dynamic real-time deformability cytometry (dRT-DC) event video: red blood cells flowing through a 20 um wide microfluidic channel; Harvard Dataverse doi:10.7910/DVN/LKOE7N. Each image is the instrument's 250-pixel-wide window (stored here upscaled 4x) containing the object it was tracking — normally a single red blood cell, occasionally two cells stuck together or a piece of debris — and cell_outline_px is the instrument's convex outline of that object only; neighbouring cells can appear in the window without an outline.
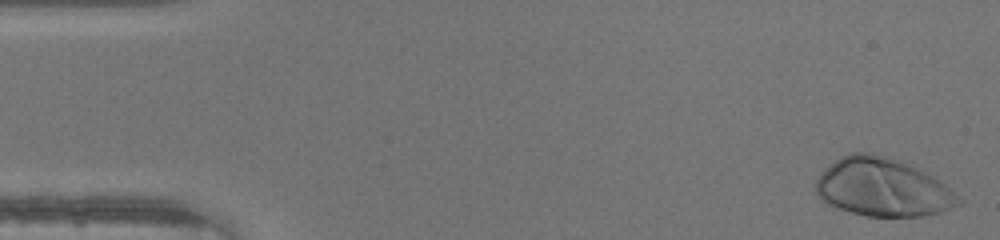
{"species": "human", "species_latin": "Homo sapiens", "temperature_condition": "warm", "stored_images_in_passage": 46, "camera_frame_rate_fps": 3000, "um_per_image_px": 0.085, "donor": {"sex": "male"}, "frame": {"image": 1, "passage_image": 1, "time_ms": 0.0, "image_size_px": [1000, 240], "cell_outline_px": [[964, 204], [940, 212], [924, 216], [864, 216], [832, 208], [816, 192], [816, 180], [820, 172], [840, 156], [852, 152], [872, 152], [892, 156], [932, 176], [944, 184], [964, 200]], "centroid_in_image_um": [75.02, 15.92], "position_along_channel_um": 10.0, "area_um2": 48.9}}
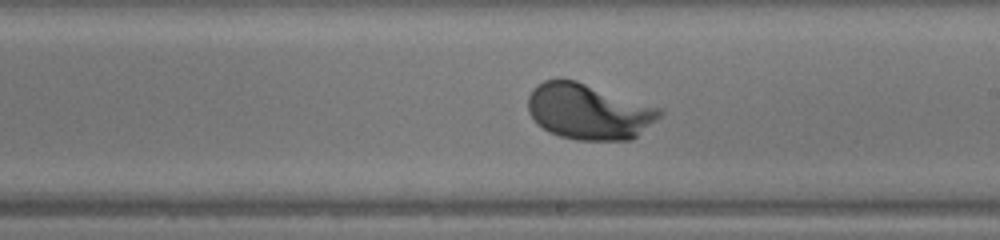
{"frame": {"image": 2, "passage_image": 26, "time_ms": 8.333, "image_size_px": [1000, 240], "cell_outline_px": [[664, 112], [660, 116], [632, 140], [576, 140], [560, 136], [548, 132], [528, 112], [528, 96], [532, 88], [536, 84], [544, 80], [560, 76], [576, 80], [664, 108]], "centroid_in_image_um": [50.04, 9.44], "position_along_channel_um": 239.0, "area_um2": 43.35}}
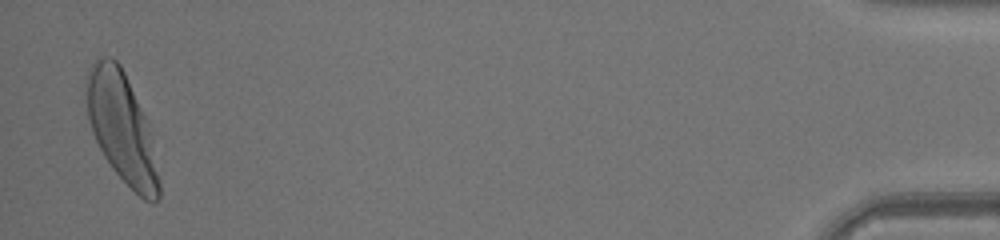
{"frame": {"image": 3, "passage_image": 45, "time_ms": 14.667, "image_size_px": [1000, 240], "cell_outline_px": [[160, 196], [152, 204], [144, 200], [112, 168], [104, 156], [92, 132], [88, 120], [84, 84], [88, 68], [100, 56], [112, 56], [120, 64], [148, 120], [152, 140], [160, 184]], "centroid_in_image_um": [10.32, 10.8], "position_along_channel_um": 424.9, "area_um2": 46.59}}